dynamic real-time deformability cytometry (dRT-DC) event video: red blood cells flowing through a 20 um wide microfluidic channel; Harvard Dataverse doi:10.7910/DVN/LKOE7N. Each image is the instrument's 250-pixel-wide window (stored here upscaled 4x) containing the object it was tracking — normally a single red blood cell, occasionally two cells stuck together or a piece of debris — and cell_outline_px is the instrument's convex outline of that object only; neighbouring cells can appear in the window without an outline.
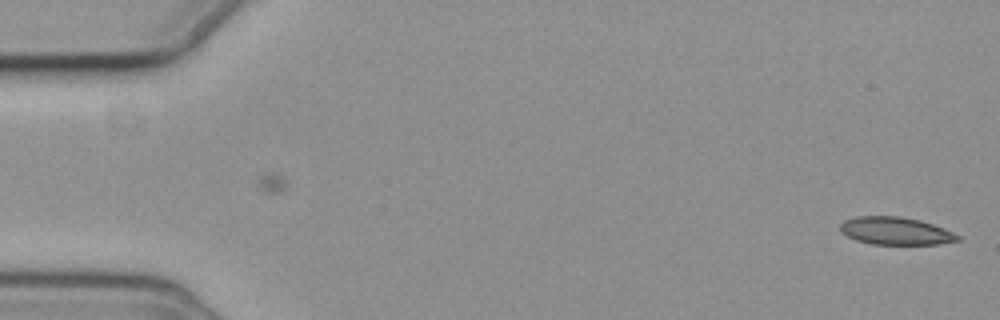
{"species": "common noctule bat (a hibernating species)", "species_latin": "Nyctalus noctula", "temperature_condition": "cold", "stored_images_in_passage": 6, "camera_frame_rate_fps": 3000, "um_per_image_px": 0.085, "animal": {"sex": "female", "body_mass_g": 19.3, "forearm_length_mm": 54.1}, "frame": {"image": 1, "passage_image": 6, "time_ms": 6.0, "image_size_px": [1000, 320], "cell_outline_px": [[960, 240], [940, 244], [872, 244], [856, 240], [840, 232], [840, 224], [844, 220], [856, 216], [900, 216], [920, 220], [944, 228], [960, 236]], "centroid_in_image_um": [76.11, 19.62], "position_along_channel_um": 8.9, "area_um2": 18.96}}